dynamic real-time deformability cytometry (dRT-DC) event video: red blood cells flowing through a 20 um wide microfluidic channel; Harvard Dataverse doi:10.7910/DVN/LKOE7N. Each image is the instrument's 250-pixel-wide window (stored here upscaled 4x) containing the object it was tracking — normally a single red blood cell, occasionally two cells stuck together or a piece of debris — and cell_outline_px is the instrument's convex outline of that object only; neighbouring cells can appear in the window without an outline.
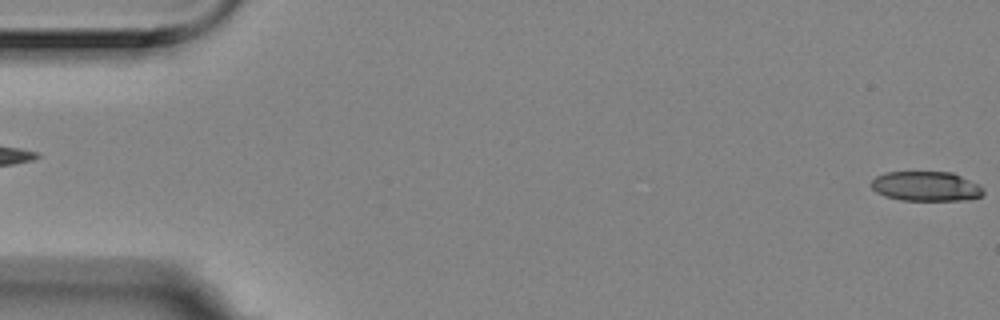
{"species": "Egyptian fruit bat (a non-hibernating species)", "species_latin": "Rousettus aegyptiacus", "temperature_condition": "room temperature", "stored_images_in_passage": 6, "segment_of_instrument_passage": [2, 2], "camera_frame_rate_fps": 3000, "um_per_image_px": 0.085, "animal": {"sex": "female"}, "frame": {"image": 1, "passage_image": 6, "time_ms": 1.667, "image_size_px": [1000, 320], "cell_outline_px": [[984, 192], [980, 196], [964, 200], [900, 200], [884, 196], [876, 192], [872, 188], [872, 180], [876, 176], [884, 172], [952, 172], [984, 188]], "centroid_in_image_um": [78.67, 15.83], "position_along_channel_um": 6.3, "area_um2": 19.25}}